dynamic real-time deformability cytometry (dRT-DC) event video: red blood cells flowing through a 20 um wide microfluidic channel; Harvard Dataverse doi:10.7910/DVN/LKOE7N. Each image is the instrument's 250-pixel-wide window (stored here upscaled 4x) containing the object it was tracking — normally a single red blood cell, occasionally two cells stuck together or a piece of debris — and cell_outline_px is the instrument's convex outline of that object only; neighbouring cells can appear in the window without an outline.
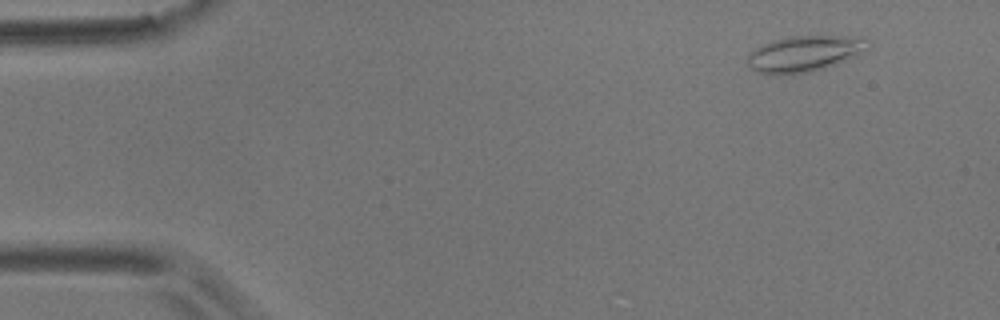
{"species": "common noctule bat (a hibernating species)", "species_latin": "Nyctalus noctula", "temperature_condition": "room temperature", "stored_images_in_passage": 11, "camera_frame_rate_fps": 3000, "um_per_image_px": 0.085, "animal": {"sex": "male", "body_mass_g": 17.9}, "frame": {"image": 1, "passage_image": 5, "time_ms": 1.333, "image_size_px": [1000, 320], "cell_outline_px": [[872, 44], [868, 48], [856, 56], [824, 68], [808, 72], [780, 76], [756, 72], [748, 64], [748, 52], [772, 40], [788, 36], [860, 36], [868, 40]], "centroid_in_image_um": [68.38, 4.56], "position_along_channel_um": 16.6, "area_um2": 25.49}}